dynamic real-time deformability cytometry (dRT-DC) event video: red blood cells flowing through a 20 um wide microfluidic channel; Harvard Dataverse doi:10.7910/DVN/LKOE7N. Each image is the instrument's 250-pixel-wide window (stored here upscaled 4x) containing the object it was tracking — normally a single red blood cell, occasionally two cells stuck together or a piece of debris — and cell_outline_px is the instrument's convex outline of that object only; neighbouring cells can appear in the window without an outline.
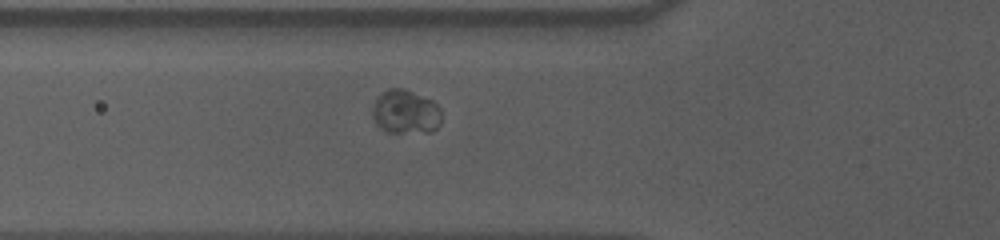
{"species": "human", "species_latin": "Homo sapiens", "temperature_condition": "cold", "stored_images_in_passage": 52, "camera_frame_rate_fps": 3000, "um_per_image_px": 0.085, "donor": {"sex": "male"}, "frame": {"image": 1, "passage_image": 15, "time_ms": 4.667, "image_size_px": [1000, 240], "cell_outline_px": [[440, 124], [432, 132], [388, 132], [380, 128], [376, 124], [372, 116], [372, 108], [376, 100], [388, 88], [404, 88], [432, 100], [440, 108]], "centroid_in_image_um": [34.47, 9.52], "position_along_channel_um": 91.3, "area_um2": 17.63}}
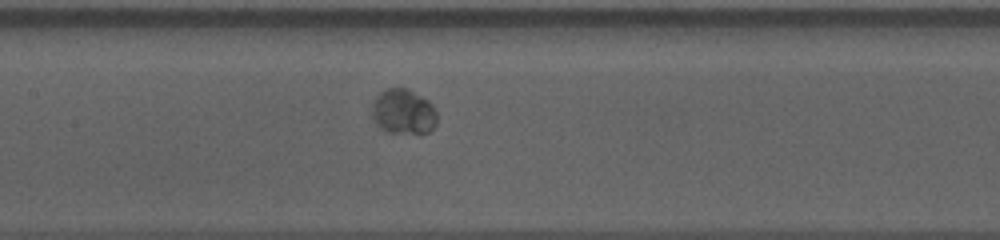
{"frame": {"image": 2, "passage_image": 22, "time_ms": 7.0, "image_size_px": [1000, 240], "cell_outline_px": [[436, 124], [428, 132], [420, 136], [388, 132], [380, 128], [376, 124], [372, 116], [372, 104], [376, 96], [380, 92], [388, 88], [408, 88], [428, 100], [432, 104], [436, 112]], "centroid_in_image_um": [34.29, 9.53], "position_along_channel_um": 173.1, "area_um2": 17.57}}